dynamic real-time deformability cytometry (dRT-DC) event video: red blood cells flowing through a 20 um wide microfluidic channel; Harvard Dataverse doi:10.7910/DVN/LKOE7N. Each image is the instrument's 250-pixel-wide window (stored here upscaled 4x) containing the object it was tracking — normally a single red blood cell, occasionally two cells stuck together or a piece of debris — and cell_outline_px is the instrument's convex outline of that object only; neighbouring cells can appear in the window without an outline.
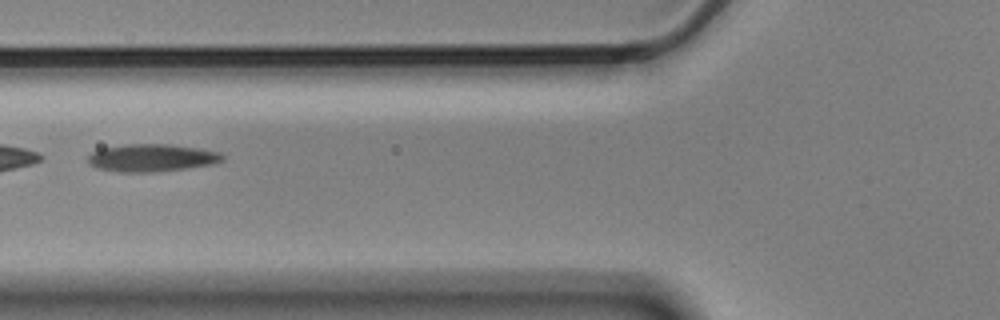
{"species": "Egyptian fruit bat (a non-hibernating species)", "species_latin": "Rousettus aegyptiacus", "temperature_condition": "cold", "stored_images_in_passage": 9, "camera_frame_rate_fps": 3000, "um_per_image_px": 0.085, "animal": {"sex": "male"}, "frame": {"image": 1, "passage_image": 6, "time_ms": 1.667, "image_size_px": [1000, 320], "cell_outline_px": [[224, 160], [212, 164], [188, 168], [152, 172], [120, 172], [96, 168], [88, 164], [88, 156], [92, 152], [100, 148], [128, 144], [168, 144], [196, 148], [220, 152], [224, 156]], "centroid_in_image_um": [12.87, 13.42], "position_along_channel_um": 112.9, "area_um2": 21.62}}
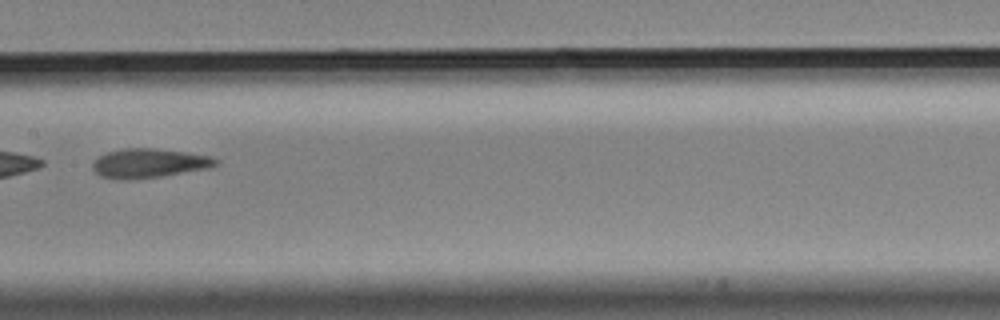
{"frame": {"image": 2, "passage_image": 8, "time_ms": 2.333, "image_size_px": [1000, 320], "cell_outline_px": [[220, 164], [212, 168], [164, 176], [136, 180], [116, 180], [100, 176], [92, 168], [92, 164], [100, 156], [108, 152], [124, 148], [152, 148], [188, 152], [212, 156], [220, 160]], "centroid_in_image_um": [12.74, 13.89], "position_along_channel_um": 194.7, "area_um2": 21.5}}
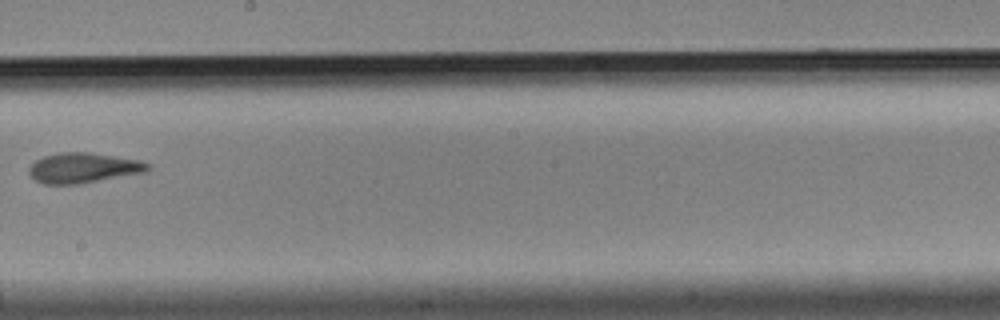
{"frame": {"image": 3, "passage_image": 9, "time_ms": 2.667, "image_size_px": [1000, 320], "cell_outline_px": [[152, 168], [148, 172], [80, 184], [44, 184], [36, 180], [28, 172], [28, 168], [36, 160], [44, 156], [60, 152], [88, 152], [140, 160], [152, 164]], "centroid_in_image_um": [7.14, 14.27], "position_along_channel_um": 241.1, "area_um2": 21.1}}